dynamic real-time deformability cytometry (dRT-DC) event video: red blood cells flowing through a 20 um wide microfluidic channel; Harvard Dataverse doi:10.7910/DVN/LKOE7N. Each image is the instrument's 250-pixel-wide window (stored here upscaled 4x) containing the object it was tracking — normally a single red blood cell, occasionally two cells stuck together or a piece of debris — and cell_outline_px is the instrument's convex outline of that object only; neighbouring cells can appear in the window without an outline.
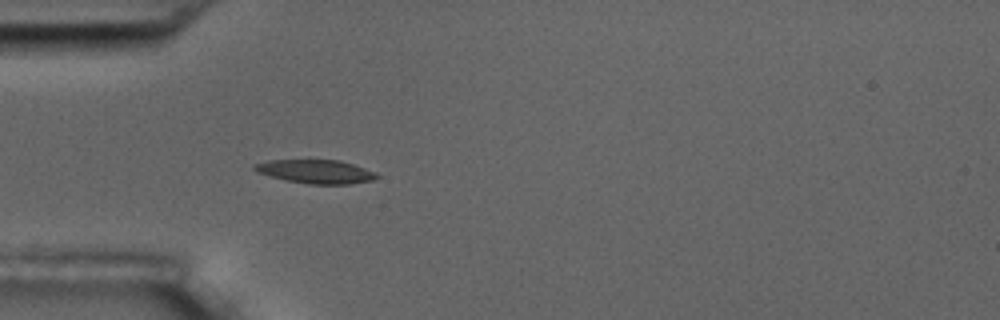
{"species": "common noctule bat (a hibernating species)", "species_latin": "Nyctalus noctula", "temperature_condition": "room temperature", "stored_images_in_passage": 4, "camera_frame_rate_fps": 3000, "um_per_image_px": 0.085, "animal": {"sex": "male", "body_mass_g": 17.5, "forearm_length_mm": 52.3}, "frame": {"image": 1, "passage_image": 4, "time_ms": 3.667, "image_size_px": [1000, 320], "cell_outline_px": [[380, 176], [372, 180], [348, 184], [308, 184], [284, 180], [256, 172], [252, 168], [252, 164], [268, 160], [340, 160], [376, 172]], "centroid_in_image_um": [26.8, 14.58], "position_along_channel_um": 58.2, "area_um2": 16.94}}